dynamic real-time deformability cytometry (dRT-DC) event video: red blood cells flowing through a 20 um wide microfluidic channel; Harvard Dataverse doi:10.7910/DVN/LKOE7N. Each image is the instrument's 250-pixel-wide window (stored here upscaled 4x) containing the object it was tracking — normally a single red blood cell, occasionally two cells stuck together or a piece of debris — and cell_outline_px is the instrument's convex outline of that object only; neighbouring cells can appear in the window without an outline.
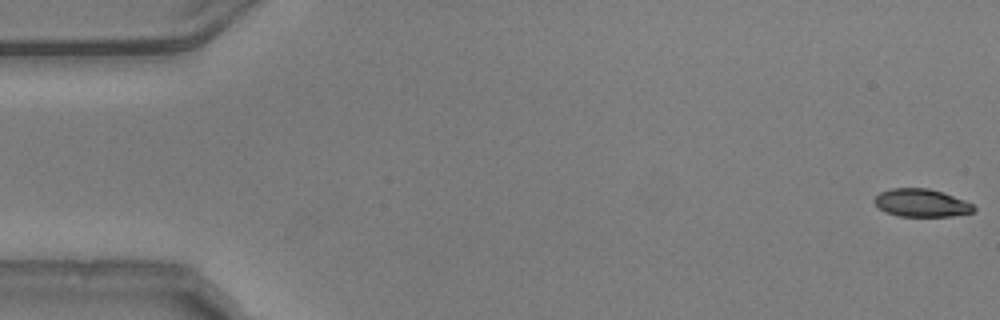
{"species": "common noctule bat (a hibernating species)", "species_latin": "Nyctalus noctula", "temperature_condition": "warm", "stored_images_in_passage": 54, "camera_frame_rate_fps": 3000, "um_per_image_px": 0.085, "animal": {"sex": "male", "body_mass_g": 20.5, "forearm_length_mm": 52.5}, "frame": {"image": 1, "passage_image": 1, "time_ms": 0.0, "image_size_px": [1000, 320], "cell_outline_px": [[976, 208], [972, 212], [952, 216], [900, 216], [884, 212], [872, 200], [880, 192], [892, 188], [928, 188], [944, 192], [964, 200], [972, 204]], "centroid_in_image_um": [78.31, 17.24], "position_along_channel_um": 6.7, "area_um2": 16.13}}
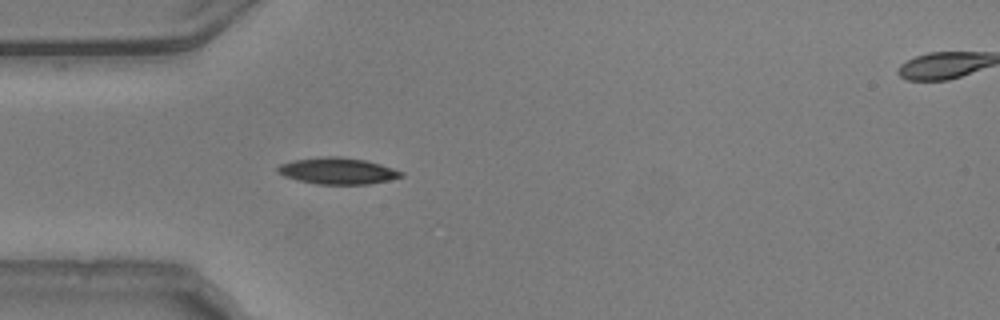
{"frame": {"image": 2, "passage_image": 16, "time_ms": 5.0, "image_size_px": [1000, 320], "cell_outline_px": [[404, 176], [388, 180], [368, 184], [316, 184], [296, 180], [284, 176], [276, 172], [276, 168], [280, 164], [292, 160], [324, 156], [340, 156], [364, 160], [380, 164], [404, 172]], "centroid_in_image_um": [28.66, 14.52], "position_along_channel_um": 56.3, "area_um2": 19.13}}
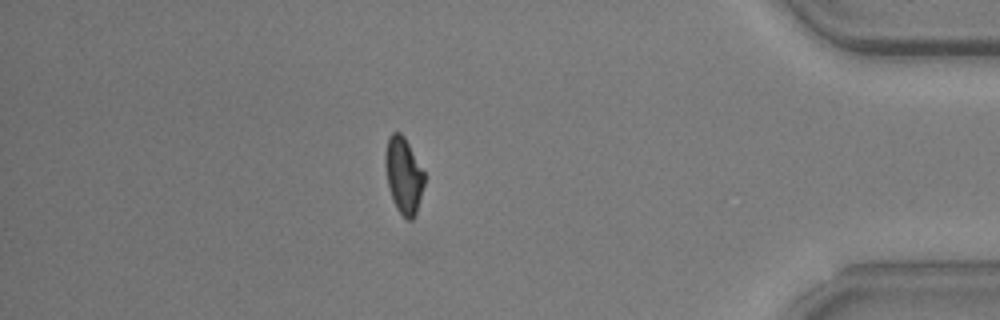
{"frame": {"image": 3, "passage_image": 47, "time_ms": 15.333, "image_size_px": [1000, 320], "cell_outline_px": [[424, 184], [416, 212], [412, 220], [408, 220], [396, 208], [388, 184], [384, 164], [384, 152], [388, 136], [392, 132], [400, 132], [404, 136], [424, 172]], "centroid_in_image_um": [34.28, 14.86], "position_along_channel_um": 400.9, "area_um2": 17.17}, "authors_computed_cell_mechanics": {"area_um2": 17.6579, "velocity_mm_per_s": 3.7655, "shape_relaxation_time_tau1_ms": 6.1769, "shape_relaxation_time_tau2_ms": 3.3955, "deformation_change_tau1": 0.1661, "deformation_change_tau2": 0.0832}}